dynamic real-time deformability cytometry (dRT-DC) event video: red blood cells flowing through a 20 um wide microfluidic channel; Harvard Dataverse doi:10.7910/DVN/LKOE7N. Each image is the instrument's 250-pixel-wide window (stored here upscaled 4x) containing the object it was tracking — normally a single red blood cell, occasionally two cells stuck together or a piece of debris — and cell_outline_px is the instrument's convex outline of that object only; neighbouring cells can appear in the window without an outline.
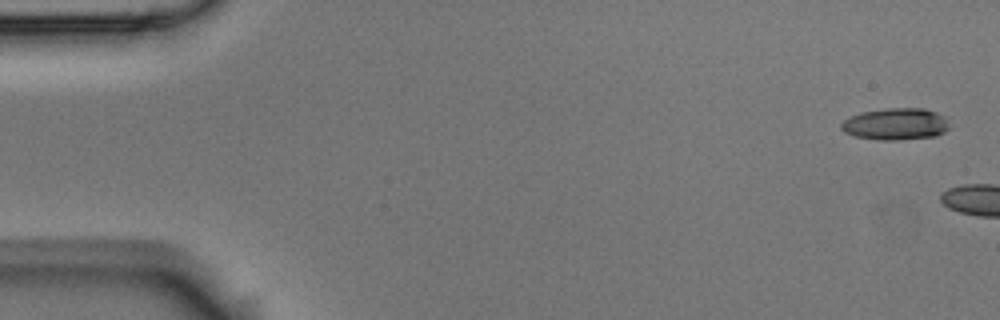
{"species": "Egyptian fruit bat (a non-hibernating species)", "species_latin": "Rousettus aegyptiacus", "temperature_condition": "room temperature", "stored_images_in_passage": 3, "camera_frame_rate_fps": 3000, "um_per_image_px": 0.085, "animal": {"sex": "male"}, "frame": {"image": 1, "passage_image": 1, "time_ms": 0.0, "image_size_px": [1000, 320], "cell_outline_px": [[948, 128], [944, 132], [936, 136], [896, 140], [880, 140], [856, 136], [844, 132], [840, 128], [840, 124], [844, 120], [860, 112], [888, 108], [924, 108], [936, 112], [944, 116], [948, 124]], "centroid_in_image_um": [76.12, 10.54], "position_along_channel_um": 8.9, "area_um2": 20.0}}